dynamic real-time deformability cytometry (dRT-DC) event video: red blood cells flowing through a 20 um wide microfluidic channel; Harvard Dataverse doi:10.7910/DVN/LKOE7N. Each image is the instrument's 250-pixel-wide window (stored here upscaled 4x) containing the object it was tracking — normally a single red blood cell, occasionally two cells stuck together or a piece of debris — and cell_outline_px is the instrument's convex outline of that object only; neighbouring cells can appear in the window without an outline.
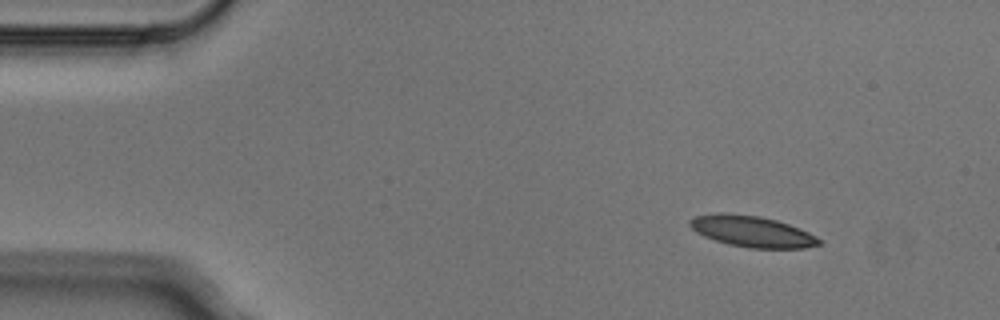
{"species": "Egyptian fruit bat (a non-hibernating species)", "species_latin": "Rousettus aegyptiacus", "temperature_condition": "cold", "stored_images_in_passage": 3, "camera_frame_rate_fps": 3000, "um_per_image_px": 0.085, "animal": {"sex": "male"}, "frame": {"image": 1, "passage_image": 1, "time_ms": 0.0, "image_size_px": [1000, 320], "cell_outline_px": [[824, 244], [804, 248], [748, 248], [728, 244], [704, 236], [696, 232], [688, 224], [688, 220], [696, 216], [716, 212], [724, 212], [760, 216], [776, 220], [800, 228], [816, 236]], "centroid_in_image_um": [63.92, 19.66], "position_along_channel_um": 21.1, "area_um2": 23.58}}
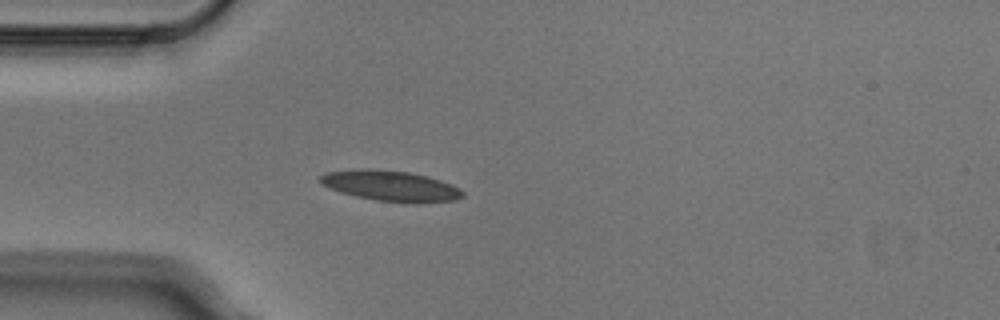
{"frame": {"image": 2, "passage_image": 3, "time_ms": 0.667, "image_size_px": [1000, 320], "cell_outline_px": [[464, 196], [456, 200], [416, 204], [376, 200], [356, 196], [340, 192], [320, 184], [320, 176], [324, 172], [360, 168], [368, 168], [408, 172], [428, 176], [452, 184], [460, 188], [464, 192]], "centroid_in_image_um": [33.22, 15.8], "position_along_channel_um": 51.8, "area_um2": 25.72}}